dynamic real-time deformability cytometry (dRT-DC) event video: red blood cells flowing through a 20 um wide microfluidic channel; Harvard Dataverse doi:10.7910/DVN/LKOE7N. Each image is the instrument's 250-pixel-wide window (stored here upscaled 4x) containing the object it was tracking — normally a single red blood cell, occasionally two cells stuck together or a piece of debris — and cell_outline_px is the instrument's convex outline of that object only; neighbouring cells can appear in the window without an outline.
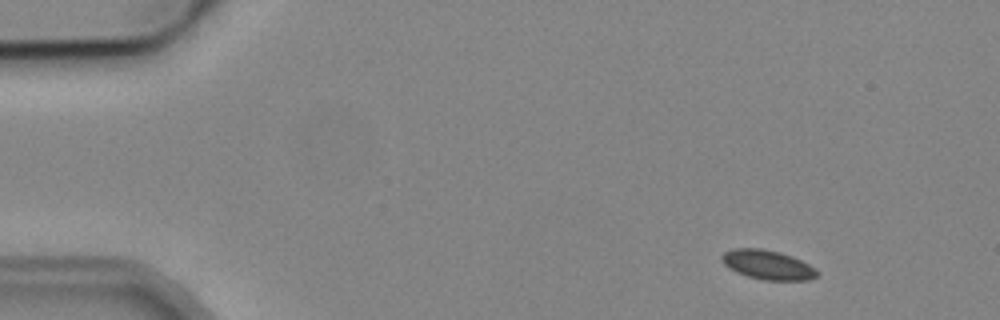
{"species": "common noctule bat (a hibernating species)", "species_latin": "Nyctalus noctula", "temperature_condition": "cold", "stored_images_in_passage": 6, "camera_frame_rate_fps": 3000, "um_per_image_px": 0.085, "animal": {"sex": "male", "body_mass_g": 19.2, "forearm_length_mm": 51.8}, "frame": {"image": 1, "passage_image": 2, "time_ms": 1.0, "image_size_px": [1000, 320], "cell_outline_px": [[820, 272], [816, 276], [808, 280], [764, 280], [748, 276], [736, 272], [728, 268], [724, 264], [720, 256], [724, 252], [732, 248], [764, 248], [780, 252], [792, 256], [816, 268]], "centroid_in_image_um": [65.24, 22.5], "position_along_channel_um": 19.8, "area_um2": 16.42}}
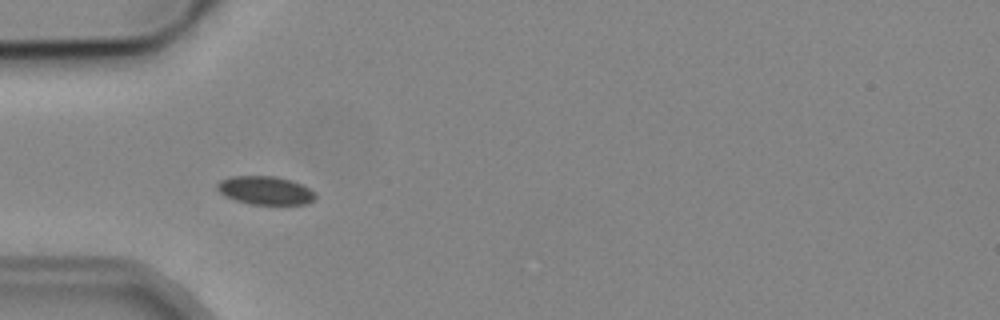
{"frame": {"image": 2, "passage_image": 5, "time_ms": 4.667, "image_size_px": [1000, 320], "cell_outline_px": [[316, 196], [308, 204], [248, 204], [224, 196], [216, 188], [216, 184], [220, 180], [232, 176], [276, 176], [292, 180], [316, 192]], "centroid_in_image_um": [22.54, 16.18], "position_along_channel_um": 62.5, "area_um2": 16.3}}